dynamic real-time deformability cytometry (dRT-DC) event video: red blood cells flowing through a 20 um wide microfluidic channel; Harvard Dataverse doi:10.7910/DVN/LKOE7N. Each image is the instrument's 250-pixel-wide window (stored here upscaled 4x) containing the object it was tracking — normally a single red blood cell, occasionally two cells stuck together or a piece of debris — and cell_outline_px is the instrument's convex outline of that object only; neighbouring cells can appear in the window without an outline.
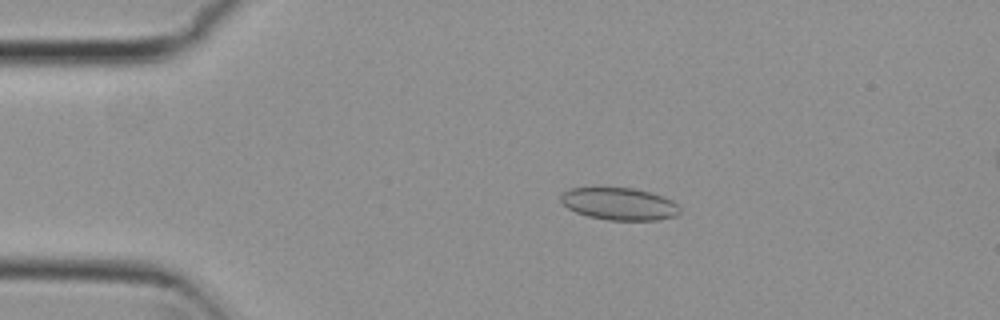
{"species": "common noctule bat (a hibernating species)", "species_latin": "Nyctalus noctula", "temperature_condition": "cold", "stored_images_in_passage": 32, "camera_frame_rate_fps": 3000, "um_per_image_px": 0.085, "animal": {"sex": "female", "body_mass_g": 29.2, "forearm_length_mm": 56.3}, "frame": {"image": 1, "passage_image": 6, "time_ms": 1.667, "image_size_px": [1000, 320], "cell_outline_px": [[680, 212], [676, 216], [656, 220], [608, 220], [588, 216], [576, 212], [568, 208], [560, 200], [560, 196], [564, 192], [572, 188], [632, 188], [648, 192], [672, 200], [680, 204]], "centroid_in_image_um": [52.66, 17.34], "position_along_channel_um": 32.3, "area_um2": 22.25}}
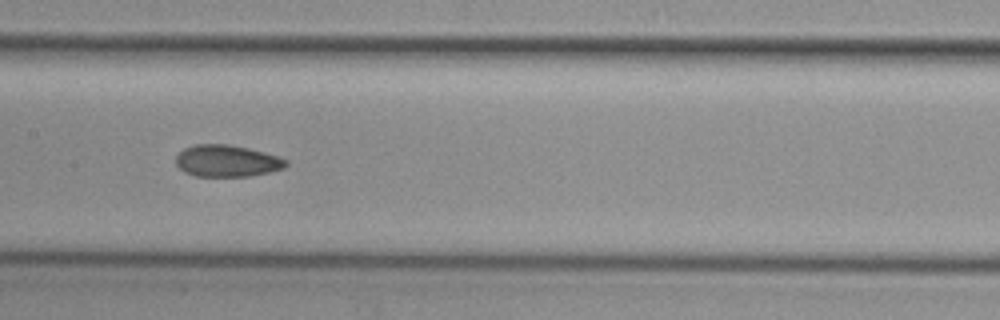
{"frame": {"image": 2, "passage_image": 22, "time_ms": 7.0, "image_size_px": [1000, 320], "cell_outline_px": [[288, 164], [284, 168], [268, 172], [248, 176], [196, 176], [184, 172], [176, 164], [176, 156], [184, 148], [196, 144], [228, 144], [248, 148], [264, 152], [288, 160]], "centroid_in_image_um": [19.28, 13.67], "position_along_channel_um": 188.1, "area_um2": 20.29}}
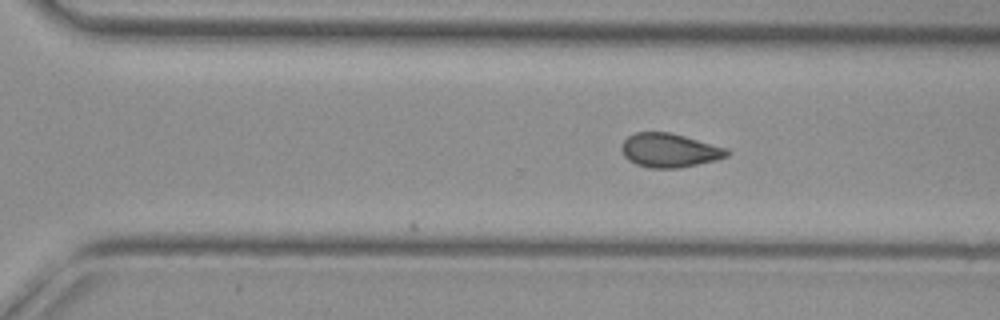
{"frame": {"image": 3, "passage_image": 32, "time_ms": 10.333, "image_size_px": [1000, 320], "cell_outline_px": [[728, 156], [716, 160], [680, 168], [648, 168], [636, 164], [628, 160], [624, 156], [620, 148], [620, 144], [628, 136], [636, 132], [672, 132], [728, 148]], "centroid_in_image_um": [56.89, 12.77], "position_along_channel_um": 313.7, "area_um2": 21.1}}